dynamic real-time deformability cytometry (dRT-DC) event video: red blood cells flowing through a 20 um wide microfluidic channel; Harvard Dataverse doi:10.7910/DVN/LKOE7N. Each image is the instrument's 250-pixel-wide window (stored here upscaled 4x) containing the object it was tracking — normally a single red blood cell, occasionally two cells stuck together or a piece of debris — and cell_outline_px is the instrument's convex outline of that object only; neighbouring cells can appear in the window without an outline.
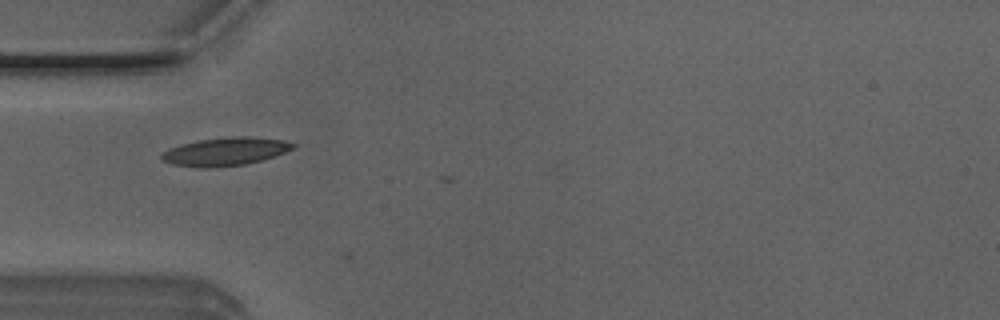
{"species": "Egyptian fruit bat (a non-hibernating species)", "species_latin": "Rousettus aegyptiacus", "temperature_condition": "room temperature", "stored_images_in_passage": 2, "camera_frame_rate_fps": 3000, "um_per_image_px": 0.085, "animal": {"sex": "male"}, "frame": {"image": 1, "passage_image": 1, "time_ms": 0.0, "image_size_px": [1000, 320], "cell_outline_px": [[296, 144], [292, 148], [284, 152], [264, 160], [244, 164], [216, 168], [208, 168], [172, 164], [164, 160], [160, 156], [168, 148], [180, 144], [200, 140], [232, 136], [248, 136], [284, 140]], "centroid_in_image_um": [19.16, 12.88], "position_along_channel_um": 65.8, "area_um2": 21.44}}